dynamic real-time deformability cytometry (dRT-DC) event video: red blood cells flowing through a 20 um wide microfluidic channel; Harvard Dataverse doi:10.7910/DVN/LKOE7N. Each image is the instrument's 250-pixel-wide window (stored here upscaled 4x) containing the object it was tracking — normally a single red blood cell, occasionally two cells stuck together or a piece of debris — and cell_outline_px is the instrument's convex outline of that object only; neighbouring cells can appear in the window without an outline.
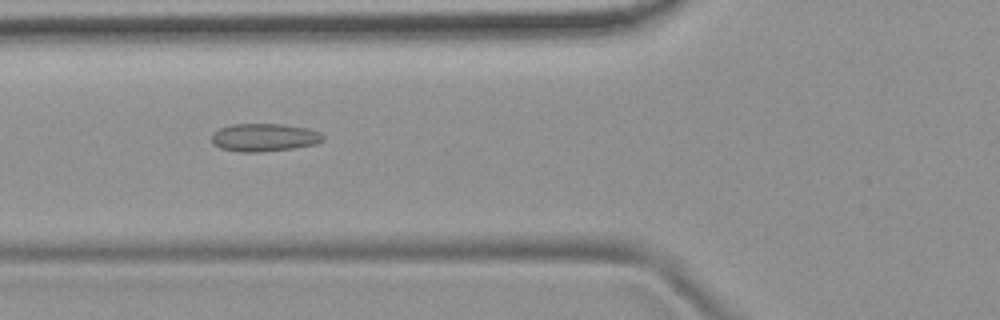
{"species": "common noctule bat (a hibernating species)", "species_latin": "Nyctalus noctula", "temperature_condition": "room temperature", "stored_images_in_passage": 53, "camera_frame_rate_fps": 3000, "um_per_image_px": 0.085, "animal": {"sex": "female", "body_mass_g": 19.9}, "frame": {"image": 1, "passage_image": 20, "time_ms": 6.333, "image_size_px": [1000, 320], "cell_outline_px": [[324, 140], [316, 144], [292, 148], [260, 152], [240, 152], [220, 148], [212, 144], [212, 132], [220, 128], [232, 124], [284, 124], [304, 128], [320, 132], [324, 136]], "centroid_in_image_um": [22.43, 11.68], "position_along_channel_um": 103.4, "area_um2": 18.15}}
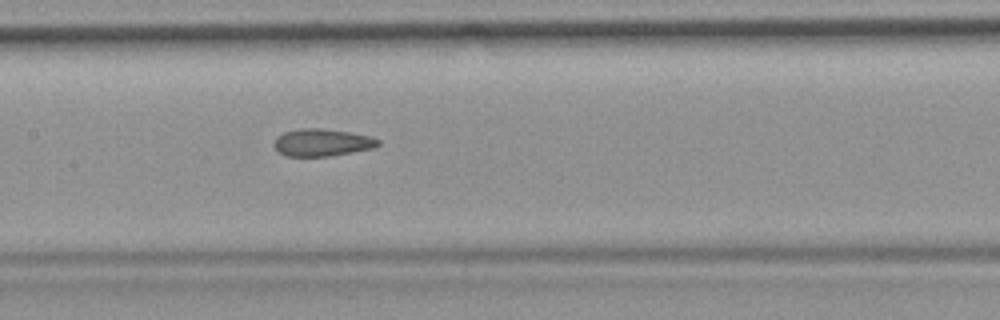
{"frame": {"image": 2, "passage_image": 26, "time_ms": 8.333, "image_size_px": [1000, 320], "cell_outline_px": [[380, 144], [376, 148], [328, 156], [288, 156], [280, 152], [272, 144], [276, 136], [284, 132], [300, 128], [324, 128], [372, 136], [380, 140]], "centroid_in_image_um": [27.4, 12.1], "position_along_channel_um": 180.0, "area_um2": 16.7}}
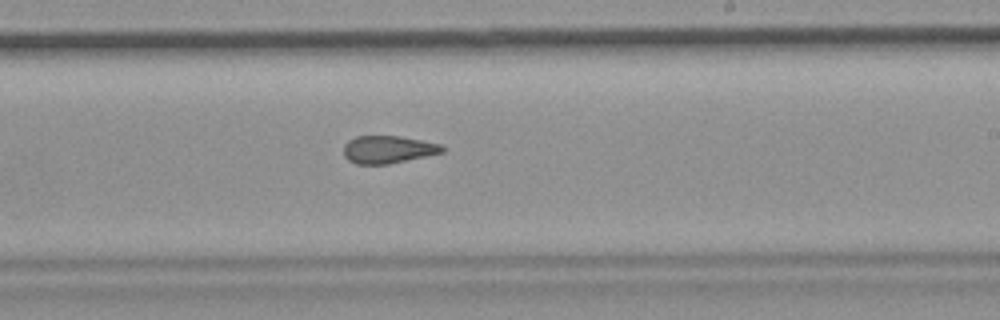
{"frame": {"image": 3, "passage_image": 32, "time_ms": 10.333, "image_size_px": [1000, 320], "cell_outline_px": [[444, 152], [388, 164], [356, 164], [348, 160], [344, 156], [344, 144], [348, 140], [356, 136], [400, 136], [440, 144], [444, 148]], "centroid_in_image_um": [32.95, 12.7], "position_along_channel_um": 256.1, "area_um2": 15.78}, "authors_computed_cell_mechanics": {"area_um2": 17.051, "velocity_mm_per_s": 3.8309, "shape_relaxation_time_tau1_ms": null, "shape_relaxation_time_tau2_ms": 2.3824, "deformation_change_tau1": null, "deformation_change_tau2": 0.1056}}